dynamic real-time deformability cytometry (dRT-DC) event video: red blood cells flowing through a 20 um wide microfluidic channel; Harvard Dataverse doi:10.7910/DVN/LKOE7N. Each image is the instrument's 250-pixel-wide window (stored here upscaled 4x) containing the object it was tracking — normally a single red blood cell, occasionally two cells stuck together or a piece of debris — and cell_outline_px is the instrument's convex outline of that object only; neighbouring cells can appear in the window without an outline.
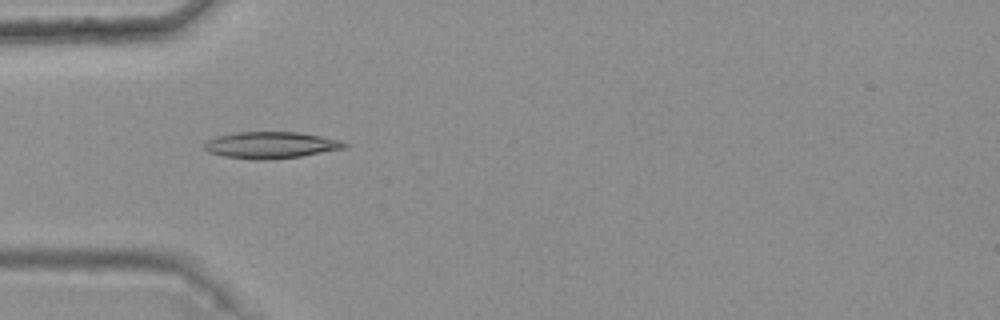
{"species": "common noctule bat (a hibernating species)", "species_latin": "Nyctalus noctula", "temperature_condition": "warm", "stored_images_in_passage": 2, "camera_frame_rate_fps": 3000, "um_per_image_px": 0.085, "animal": {"sex": "female", "body_mass_g": 25.1}, "frame": {"image": 1, "passage_image": 1, "time_ms": 0.0, "image_size_px": [1000, 320], "cell_outline_px": [[348, 144], [344, 148], [300, 156], [256, 160], [224, 156], [208, 152], [204, 148], [204, 144], [208, 140], [216, 136], [236, 132], [296, 132], [320, 136], [340, 140]], "centroid_in_image_um": [22.98, 12.32], "position_along_channel_um": 62.0, "area_um2": 21.39}}
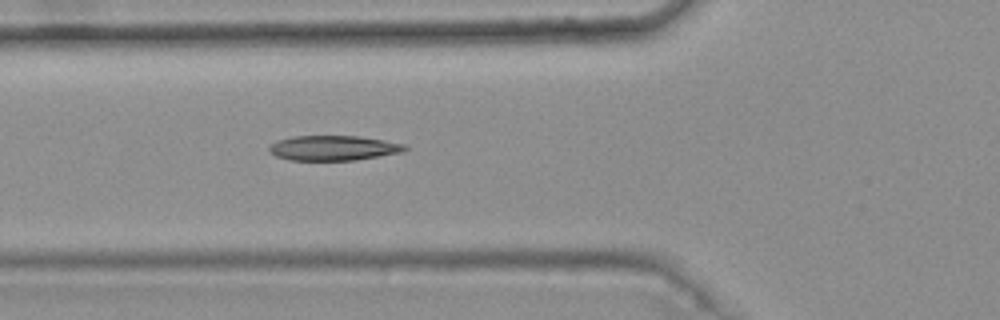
{"frame": {"image": 2, "passage_image": 2, "time_ms": 0.333, "image_size_px": [1000, 320], "cell_outline_px": [[408, 148], [400, 152], [356, 160], [288, 160], [276, 156], [268, 152], [268, 148], [276, 140], [292, 136], [360, 136], [384, 140], [404, 144]], "centroid_in_image_um": [28.28, 12.57], "position_along_channel_um": 97.5, "area_um2": 19.71}}